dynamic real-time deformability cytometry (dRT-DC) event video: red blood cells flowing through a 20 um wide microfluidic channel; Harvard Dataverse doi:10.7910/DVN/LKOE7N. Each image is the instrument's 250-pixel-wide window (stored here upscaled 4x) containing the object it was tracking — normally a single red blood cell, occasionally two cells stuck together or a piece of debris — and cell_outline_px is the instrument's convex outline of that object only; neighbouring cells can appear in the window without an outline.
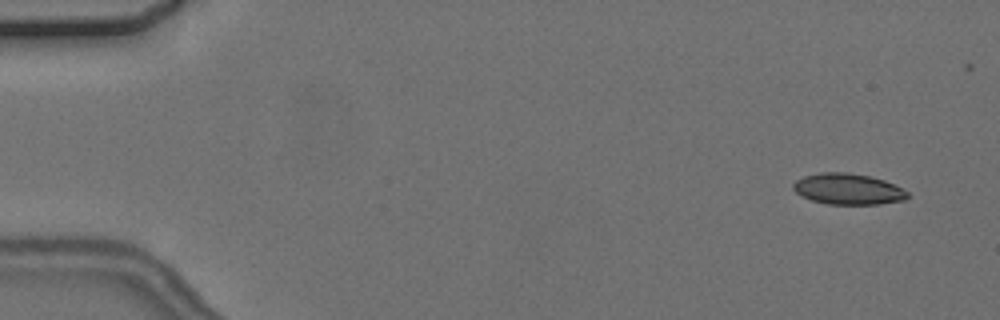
{"species": "common noctule bat (a hibernating species)", "species_latin": "Nyctalus noctula", "temperature_condition": "cold", "stored_images_in_passage": 5, "camera_frame_rate_fps": 3000, "um_per_image_px": 0.085, "animal": {"sex": "female", "body_mass_g": 24.6, "forearm_length_mm": 56.2}, "frame": {"image": 1, "passage_image": 1, "time_ms": 0.0, "image_size_px": [1000, 320], "cell_outline_px": [[908, 196], [904, 200], [880, 204], [828, 204], [812, 200], [800, 196], [792, 188], [792, 184], [796, 180], [804, 176], [820, 172], [848, 172], [872, 176], [884, 180], [908, 192]], "centroid_in_image_um": [72.05, 16.06], "position_along_channel_um": 13.0, "area_um2": 20.69}}
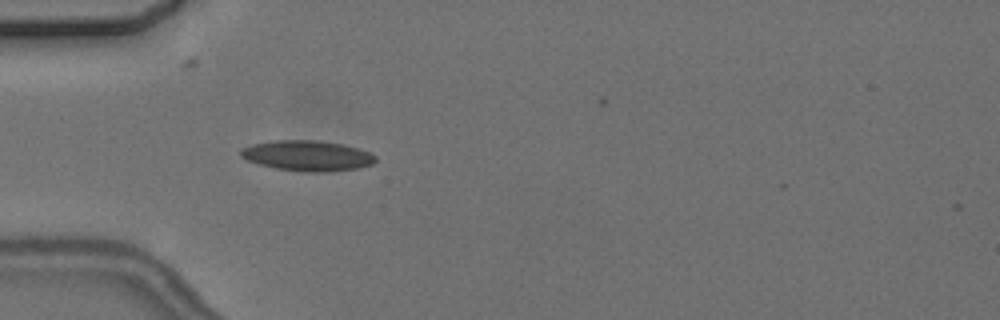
{"frame": {"image": 2, "passage_image": 5, "time_ms": 4.667, "image_size_px": [1000, 320], "cell_outline_px": [[376, 160], [372, 164], [360, 168], [324, 172], [308, 172], [276, 168], [260, 164], [248, 160], [240, 156], [240, 148], [252, 144], [276, 140], [320, 140], [340, 144], [356, 148], [368, 152], [376, 156]], "centroid_in_image_um": [26.11, 13.23], "position_along_channel_um": 58.9, "area_um2": 23.76}}